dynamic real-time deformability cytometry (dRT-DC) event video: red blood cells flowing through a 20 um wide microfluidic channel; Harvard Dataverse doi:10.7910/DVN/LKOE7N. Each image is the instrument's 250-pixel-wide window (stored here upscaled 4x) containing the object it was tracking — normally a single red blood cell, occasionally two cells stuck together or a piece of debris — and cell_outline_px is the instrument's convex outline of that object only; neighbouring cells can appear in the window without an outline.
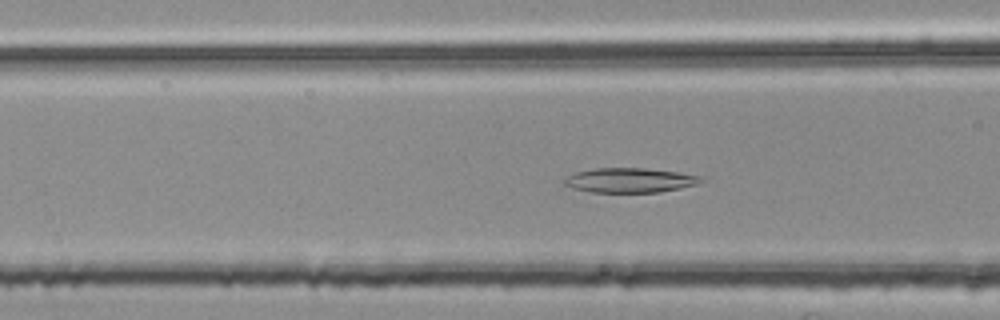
{"species": "common noctule bat (a hibernating species)", "species_latin": "Nyctalus noctula", "temperature_condition": "room temperature", "stored_images_in_passage": 52, "segment_of_instrument_passage": [2, 2], "camera_frame_rate_fps": 3000, "um_per_image_px": 0.085, "animal": {"sex": "female", "body_mass_g": 25.1}, "frame": {"image": 1, "passage_image": 21, "time_ms": 6.667, "image_size_px": [1000, 320], "cell_outline_px": [[704, 180], [696, 184], [680, 188], [660, 192], [592, 192], [572, 188], [564, 184], [564, 180], [568, 176], [576, 172], [596, 168], [644, 168], [676, 172], [704, 176]], "centroid_in_image_um": [53.55, 15.32], "position_along_channel_um": 113.0, "area_um2": 19.48}}
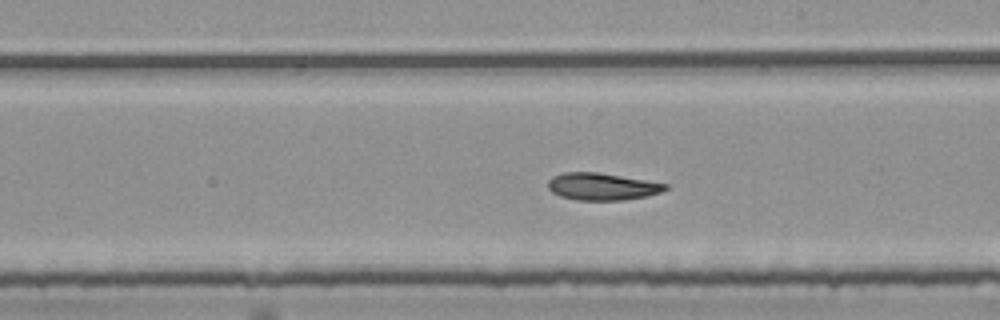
{"frame": {"image": 2, "passage_image": 31, "time_ms": 10.0, "image_size_px": [1000, 320], "cell_outline_px": [[668, 188], [660, 192], [644, 196], [624, 200], [576, 200], [560, 196], [552, 192], [548, 188], [548, 180], [552, 176], [564, 172], [596, 172], [668, 184]], "centroid_in_image_um": [51.12, 15.85], "position_along_channel_um": 237.9, "area_um2": 18.38}}
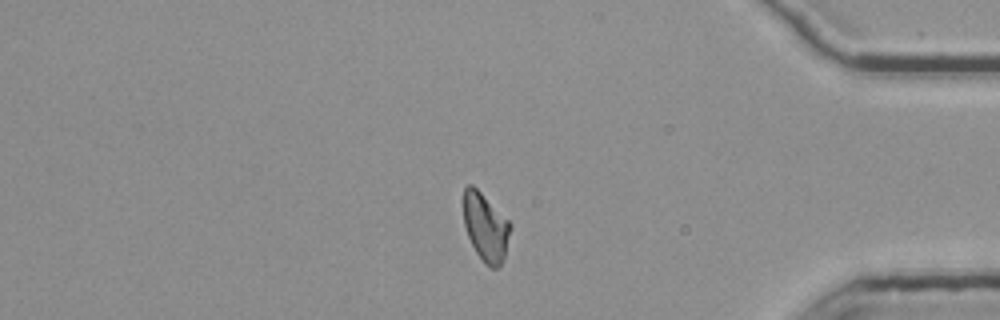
{"frame": {"image": 3, "passage_image": 46, "time_ms": 15.0, "image_size_px": [1000, 320], "cell_outline_px": [[512, 224], [504, 260], [496, 268], [488, 268], [484, 264], [476, 252], [468, 236], [464, 224], [464, 188], [468, 184], [472, 184]], "centroid_in_image_um": [41.28, 19.34], "position_along_channel_um": 393.9, "area_um2": 18.44}}